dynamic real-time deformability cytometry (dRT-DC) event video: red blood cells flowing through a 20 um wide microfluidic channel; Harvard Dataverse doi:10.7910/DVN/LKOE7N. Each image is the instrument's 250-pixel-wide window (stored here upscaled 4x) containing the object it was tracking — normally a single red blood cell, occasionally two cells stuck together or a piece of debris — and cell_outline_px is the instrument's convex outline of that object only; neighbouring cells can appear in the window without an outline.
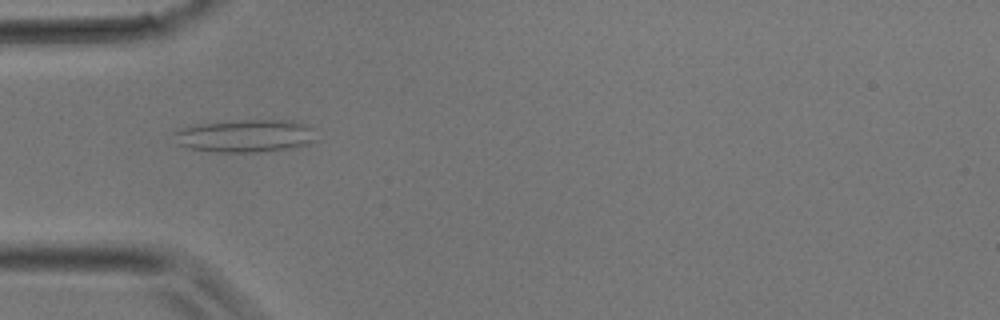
{"species": "common noctule bat (a hibernating species)", "species_latin": "Nyctalus noctula", "temperature_condition": "room temperature", "stored_images_in_passage": 30, "camera_frame_rate_fps": 3000, "um_per_image_px": 0.085, "animal": {"sex": "male", "body_mass_g": 17.9}, "frame": {"image": 1, "passage_image": 6, "time_ms": 1.667, "image_size_px": [1000, 320], "cell_outline_px": [[316, 140], [308, 144], [292, 148], [256, 152], [216, 152], [192, 148], [176, 144], [172, 132], [184, 128], [200, 124], [240, 120], [300, 120], [308, 124], [312, 128]], "centroid_in_image_um": [20.91, 11.54], "position_along_channel_um": 64.1, "area_um2": 27.22}}
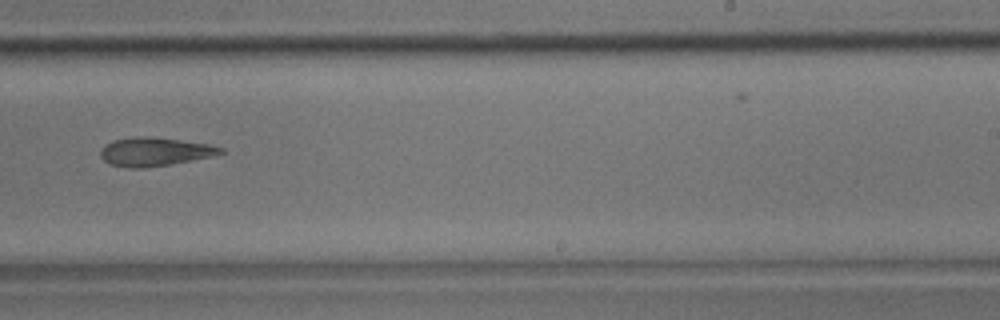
{"frame": {"image": 2, "passage_image": 17, "time_ms": 5.333, "image_size_px": [1000, 320], "cell_outline_px": [[228, 152], [212, 156], [172, 164], [140, 168], [128, 168], [108, 164], [100, 156], [100, 152], [112, 140], [180, 140], [208, 144], [224, 148]], "centroid_in_image_um": [13.23, 12.97], "position_along_channel_um": 275.8, "area_um2": 18.84}}
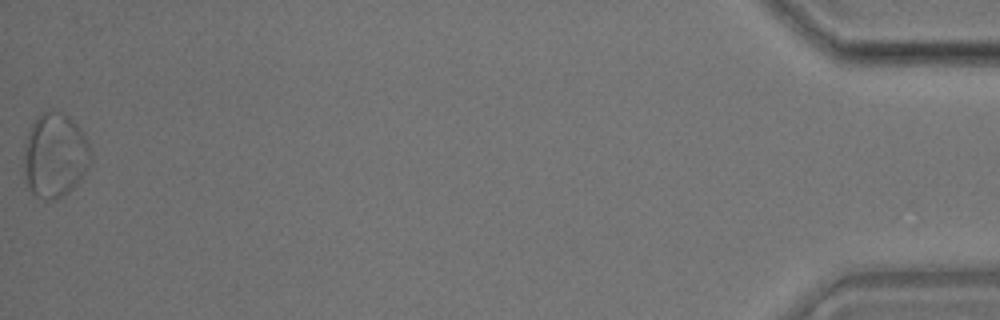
{"frame": {"image": 3, "passage_image": 30, "time_ms": 9.667, "image_size_px": [1000, 320], "cell_outline_px": [[92, 164], [76, 184], [68, 192], [56, 200], [44, 200], [36, 196], [28, 188], [24, 180], [24, 144], [28, 132], [36, 116], [48, 108], [60, 112], [68, 116], [84, 132], [92, 156]], "centroid_in_image_um": [4.66, 13.2], "position_along_channel_um": 430.5, "area_um2": 33.52}}